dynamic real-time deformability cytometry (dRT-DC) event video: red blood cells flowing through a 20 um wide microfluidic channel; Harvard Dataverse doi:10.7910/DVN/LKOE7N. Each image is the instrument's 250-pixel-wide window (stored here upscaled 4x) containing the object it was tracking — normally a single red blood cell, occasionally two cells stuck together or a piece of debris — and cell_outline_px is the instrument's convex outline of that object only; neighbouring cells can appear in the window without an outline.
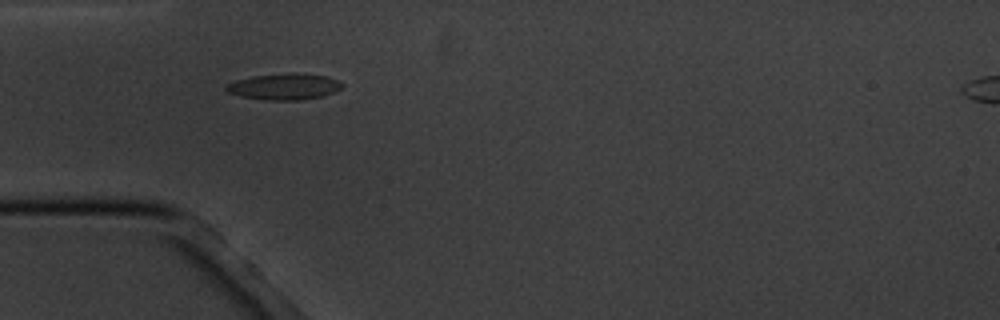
{"species": "common noctule bat (a hibernating species)", "species_latin": "Nyctalus noctula", "temperature_condition": "cold", "stored_images_in_passage": 5, "camera_frame_rate_fps": 3000, "um_per_image_px": 0.085, "animal": {"sex": "male", "body_mass_g": 20.1, "forearm_length_mm": 53.5}, "frame": {"image": 1, "passage_image": 4, "time_ms": 3.667, "image_size_px": [1000, 320], "cell_outline_px": [[344, 84], [340, 88], [324, 96], [300, 100], [264, 100], [240, 96], [228, 92], [224, 88], [228, 84], [236, 80], [252, 76], [328, 76]], "centroid_in_image_um": [24.11, 7.42], "position_along_channel_um": 60.9, "area_um2": 16.65}}
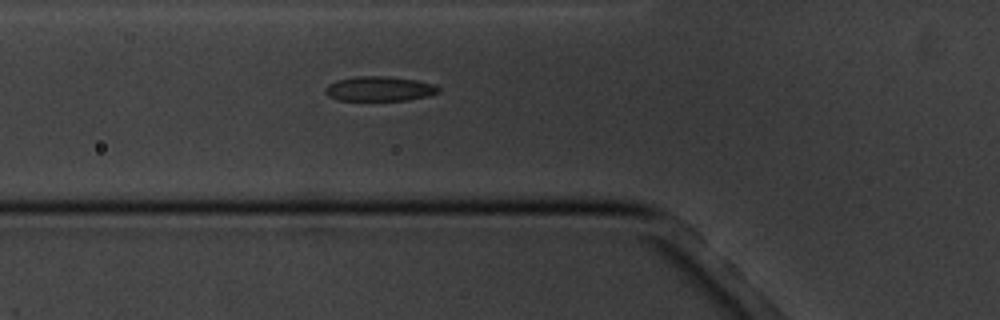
{"frame": {"image": 2, "passage_image": 5, "time_ms": 4.667, "image_size_px": [1000, 320], "cell_outline_px": [[440, 88], [436, 92], [428, 96], [408, 100], [340, 100], [328, 96], [324, 92], [324, 88], [328, 84], [336, 80], [356, 76], [388, 76], [416, 80], [436, 84]], "centroid_in_image_um": [32.23, 7.54], "position_along_channel_um": 93.6, "area_um2": 16.36}}